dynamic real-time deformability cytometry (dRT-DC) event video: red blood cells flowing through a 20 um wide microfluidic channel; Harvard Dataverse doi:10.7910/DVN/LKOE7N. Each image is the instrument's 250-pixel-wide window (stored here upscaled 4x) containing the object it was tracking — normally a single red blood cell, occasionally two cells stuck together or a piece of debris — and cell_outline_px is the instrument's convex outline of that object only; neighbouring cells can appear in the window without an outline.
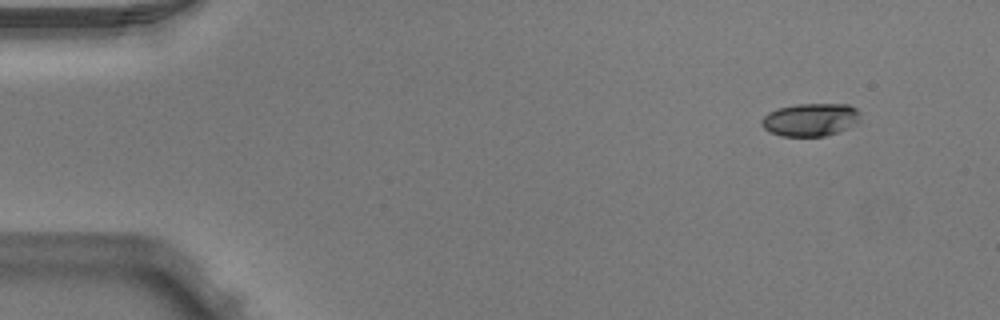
{"species": "Egyptian fruit bat (a non-hibernating species)", "species_latin": "Rousettus aegyptiacus", "temperature_condition": "warm", "stored_images_in_passage": 47, "camera_frame_rate_fps": 3000, "um_per_image_px": 0.085, "animal": {"sex": "male"}, "frame": {"image": 1, "passage_image": 1, "time_ms": 0.0, "image_size_px": [1000, 320], "cell_outline_px": [[860, 120], [836, 132], [824, 136], [780, 136], [768, 132], [760, 124], [760, 120], [768, 112], [780, 108], [796, 104], [848, 104], [856, 108], [860, 112]], "centroid_in_image_um": [68.84, 10.17], "position_along_channel_um": 16.2, "area_um2": 18.84}}
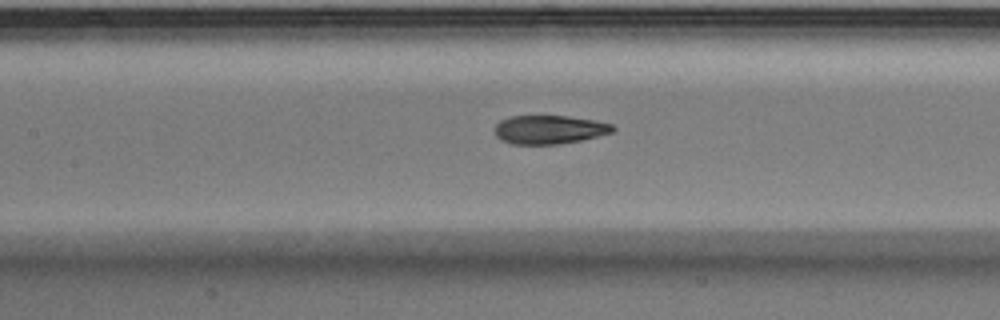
{"frame": {"image": 2, "passage_image": 20, "time_ms": 6.333, "image_size_px": [1000, 320], "cell_outline_px": [[616, 128], [612, 132], [580, 140], [556, 144], [512, 144], [500, 140], [496, 136], [496, 124], [500, 120], [512, 116], [568, 116], [596, 120], [612, 124]], "centroid_in_image_um": [46.68, 11.01], "position_along_channel_um": 160.7, "area_um2": 19.59}}
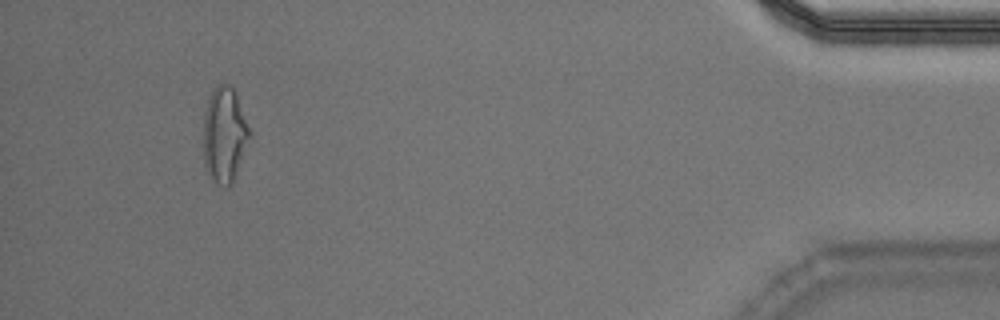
{"frame": {"image": 3, "passage_image": 44, "time_ms": 14.333, "image_size_px": [1000, 320], "cell_outline_px": [[248, 136], [232, 184], [228, 188], [216, 180], [208, 172], [204, 164], [204, 112], [208, 96], [212, 88], [220, 84], [228, 84], [236, 92], [248, 128]], "centroid_in_image_um": [19.03, 11.38], "position_along_channel_um": 416.2, "area_um2": 24.74}, "authors_computed_cell_mechanics": {"area_um2": 20.4612, "velocity_mm_per_s": 4.0056, "shape_relaxation_time_tau1_ms": null, "shape_relaxation_time_tau2_ms": 1.3474, "deformation_change_tau1": null, "deformation_change_tau2": 0.0856}}